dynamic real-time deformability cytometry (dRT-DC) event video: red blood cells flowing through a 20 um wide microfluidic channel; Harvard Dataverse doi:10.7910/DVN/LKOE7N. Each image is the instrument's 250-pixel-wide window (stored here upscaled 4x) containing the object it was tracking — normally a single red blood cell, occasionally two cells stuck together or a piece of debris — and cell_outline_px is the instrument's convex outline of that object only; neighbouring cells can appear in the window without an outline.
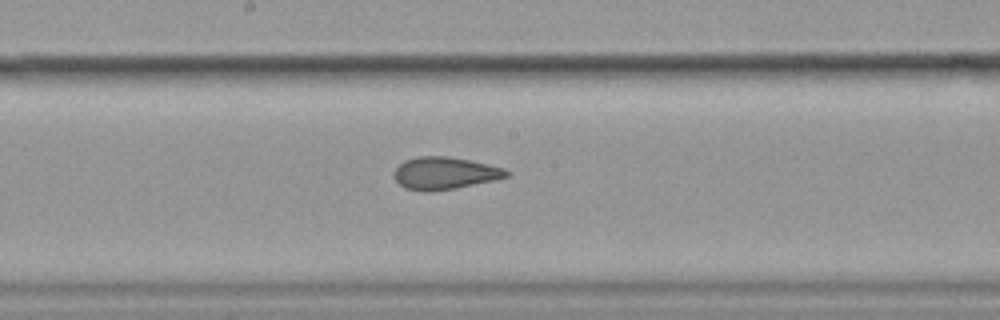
{"species": "common noctule bat (a hibernating species)", "species_latin": "Nyctalus noctula", "temperature_condition": "cold", "stored_images_in_passage": 9, "camera_frame_rate_fps": 3000, "um_per_image_px": 0.085, "animal": {"sex": "female", "body_mass_g": 19.9}, "frame": {"image": 1, "passage_image": 9, "time_ms": 2.667, "image_size_px": [1000, 320], "cell_outline_px": [[512, 172], [508, 176], [492, 180], [456, 188], [432, 192], [424, 192], [404, 188], [396, 180], [396, 168], [404, 160], [416, 156], [448, 156], [488, 164], [504, 168]], "centroid_in_image_um": [37.8, 14.72], "position_along_channel_um": 210.4, "area_um2": 21.1}}